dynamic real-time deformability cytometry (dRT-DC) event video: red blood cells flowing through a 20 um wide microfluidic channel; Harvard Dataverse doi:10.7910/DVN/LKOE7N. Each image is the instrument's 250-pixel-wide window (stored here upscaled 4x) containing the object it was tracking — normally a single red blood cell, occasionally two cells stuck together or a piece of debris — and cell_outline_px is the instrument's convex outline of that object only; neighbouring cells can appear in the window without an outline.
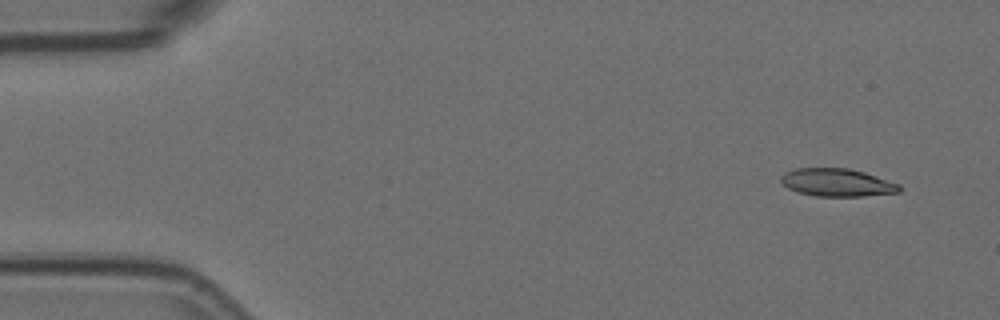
{"species": "Egyptian fruit bat (a non-hibernating species)", "species_latin": "Rousettus aegyptiacus", "temperature_condition": "room temperature", "stored_images_in_passage": 8, "camera_frame_rate_fps": 3000, "um_per_image_px": 0.085, "animal": {"sex": "female"}, "frame": {"image": 1, "passage_image": 1, "time_ms": 0.0, "image_size_px": [1000, 320], "cell_outline_px": [[904, 188], [900, 192], [864, 196], [816, 196], [796, 192], [788, 188], [780, 180], [780, 176], [784, 172], [796, 168], [848, 168], [864, 172], [900, 184]], "centroid_in_image_um": [71.16, 15.51], "position_along_channel_um": 13.8, "area_um2": 19.36}}
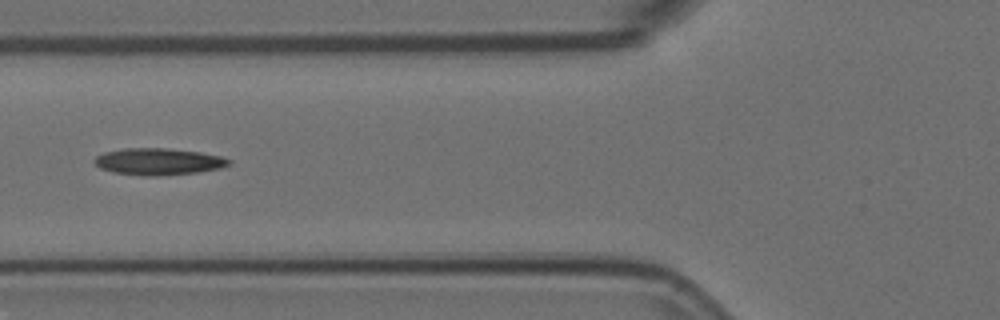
{"frame": {"image": 2, "passage_image": 6, "time_ms": 1.667, "image_size_px": [1000, 320], "cell_outline_px": [[232, 164], [220, 168], [196, 172], [156, 176], [148, 176], [116, 172], [100, 168], [92, 160], [96, 156], [104, 152], [124, 148], [168, 148], [200, 152], [220, 156], [232, 160]], "centroid_in_image_um": [13.48, 13.72], "position_along_channel_um": 112.3, "area_um2": 20.87}}
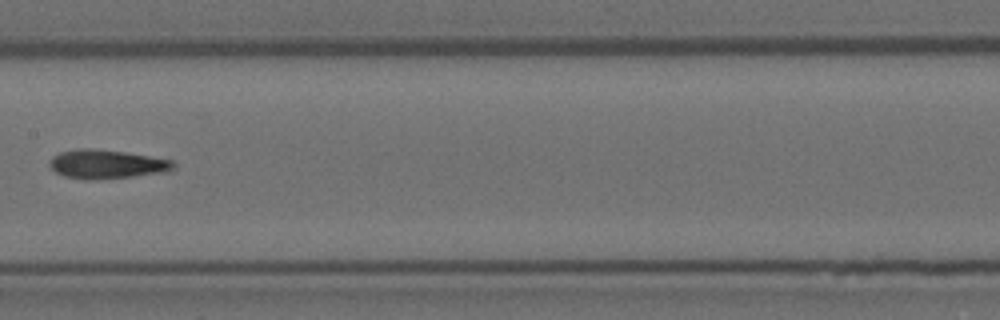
{"frame": {"image": 3, "passage_image": 8, "time_ms": 2.333, "image_size_px": [1000, 320], "cell_outline_px": [[176, 164], [168, 172], [132, 176], [88, 180], [84, 180], [64, 176], [56, 172], [48, 164], [52, 156], [60, 152], [76, 148], [96, 148], [124, 152], [172, 160]], "centroid_in_image_um": [9.03, 13.95], "position_along_channel_um": 198.4, "area_um2": 20.87}}